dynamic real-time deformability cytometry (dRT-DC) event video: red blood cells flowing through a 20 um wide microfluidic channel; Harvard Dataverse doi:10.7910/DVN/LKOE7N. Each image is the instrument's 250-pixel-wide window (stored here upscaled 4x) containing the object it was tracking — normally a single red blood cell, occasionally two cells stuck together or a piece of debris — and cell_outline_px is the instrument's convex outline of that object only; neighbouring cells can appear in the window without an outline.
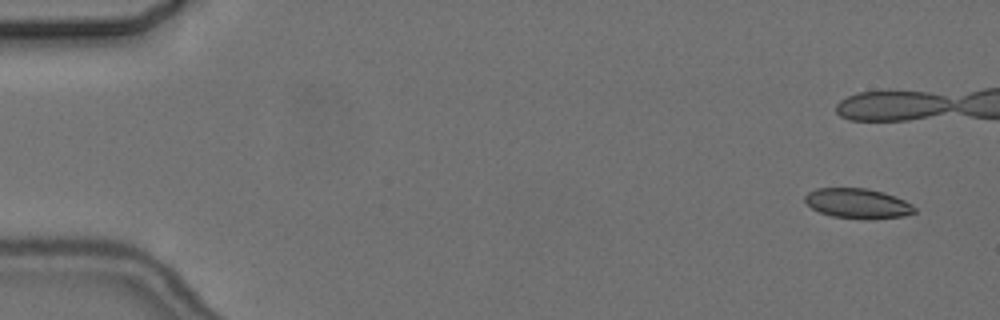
{"species": "common noctule bat (a hibernating species)", "species_latin": "Nyctalus noctula", "temperature_condition": "cold", "stored_images_in_passage": 8, "camera_frame_rate_fps": 3000, "um_per_image_px": 0.085, "animal": {"sex": "female", "body_mass_g": 24.6, "forearm_length_mm": 56.2}, "frame": {"image": 1, "passage_image": 1, "time_ms": 0.0, "image_size_px": [1000, 320], "cell_outline_px": [[916, 212], [904, 216], [868, 220], [864, 220], [832, 216], [820, 212], [812, 208], [804, 200], [804, 196], [808, 192], [816, 188], [868, 188], [884, 192], [896, 196], [912, 204], [916, 208]], "centroid_in_image_um": [72.93, 17.3], "position_along_channel_um": 12.1, "area_um2": 19.42}}
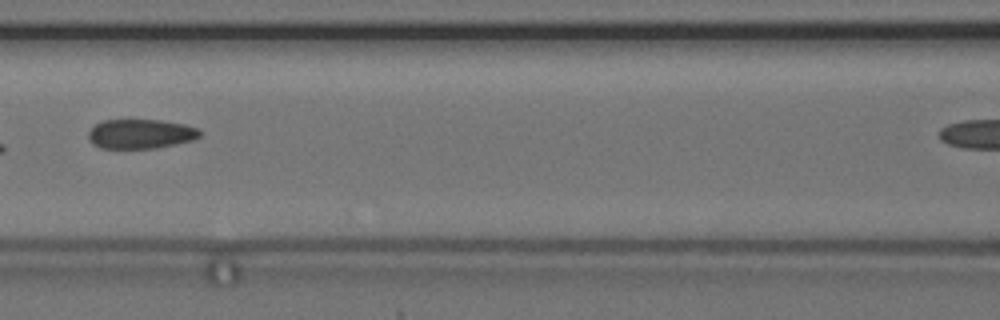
{"frame": {"image": 2, "passage_image": 7, "time_ms": 8.0, "image_size_px": [1000, 320], "cell_outline_px": [[204, 132], [200, 136], [192, 140], [176, 144], [156, 148], [100, 148], [92, 144], [88, 136], [88, 132], [96, 124], [104, 120], [160, 120], [184, 124], [200, 128]], "centroid_in_image_um": [11.99, 11.38], "position_along_channel_um": 154.6, "area_um2": 19.25}}